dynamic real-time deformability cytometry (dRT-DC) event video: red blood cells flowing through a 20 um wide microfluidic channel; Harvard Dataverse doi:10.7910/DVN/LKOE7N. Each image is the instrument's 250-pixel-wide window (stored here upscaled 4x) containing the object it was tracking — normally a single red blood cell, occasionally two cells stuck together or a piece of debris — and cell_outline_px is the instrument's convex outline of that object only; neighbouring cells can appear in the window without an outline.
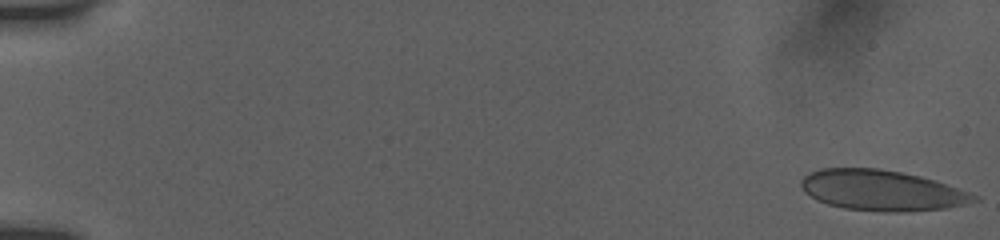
{"species": "human", "species_latin": "Homo sapiens", "temperature_condition": "room temperature", "stored_images_in_passage": 7, "camera_frame_rate_fps": 3000, "um_per_image_px": 0.085, "donor": {"sex": "female"}, "frame": {"image": 1, "passage_image": 1, "time_ms": 0.0, "image_size_px": [1000, 240], "cell_outline_px": [[980, 200], [964, 204], [944, 208], [896, 212], [884, 212], [844, 208], [828, 204], [816, 200], [804, 192], [800, 184], [800, 180], [804, 176], [812, 172], [824, 168], [876, 168], [900, 172], [920, 176], [968, 192], [976, 196]], "centroid_in_image_um": [74.89, 16.18], "position_along_channel_um": 10.1, "area_um2": 40.34}}
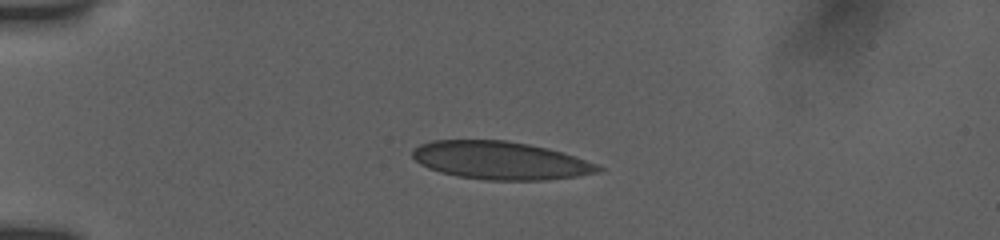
{"frame": {"image": 2, "passage_image": 6, "time_ms": 4.333, "image_size_px": [1000, 240], "cell_outline_px": [[604, 168], [600, 172], [576, 176], [544, 180], [488, 180], [456, 176], [440, 172], [428, 168], [420, 164], [412, 156], [412, 152], [420, 144], [432, 140], [504, 140], [528, 144], [548, 148], [596, 164]], "centroid_in_image_um": [42.5, 13.64], "position_along_channel_um": 42.5, "area_um2": 40.81}}